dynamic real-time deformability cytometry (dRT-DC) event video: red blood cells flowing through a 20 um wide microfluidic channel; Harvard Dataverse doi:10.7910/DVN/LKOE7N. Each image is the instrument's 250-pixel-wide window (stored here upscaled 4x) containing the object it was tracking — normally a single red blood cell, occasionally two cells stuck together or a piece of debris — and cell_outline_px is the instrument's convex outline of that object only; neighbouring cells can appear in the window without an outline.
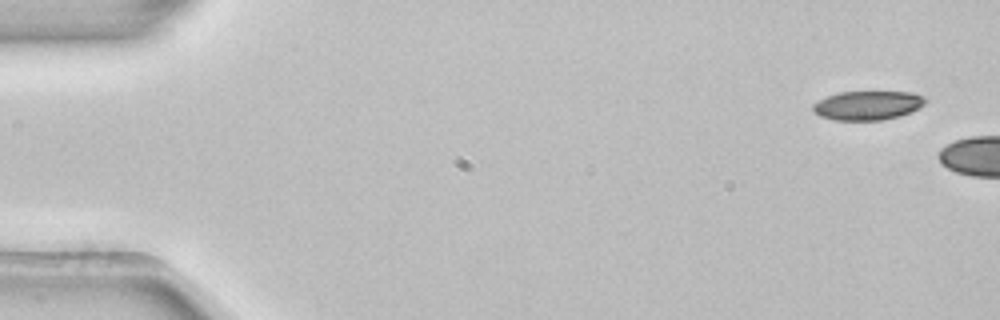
{"species": "common noctule bat (a hibernating species)", "species_latin": "Nyctalus noctula", "temperature_condition": "room temperature", "stored_images_in_passage": 2, "camera_frame_rate_fps": 3000, "um_per_image_px": 0.085, "animal": {"sex": "female", "body_mass_g": 22.7, "forearm_length_mm": 54.2}, "frame": {"image": 1, "passage_image": 1, "time_ms": 0.0, "image_size_px": [1000, 320], "cell_outline_px": [[928, 100], [920, 108], [900, 116], [884, 120], [832, 120], [820, 116], [812, 112], [812, 104], [828, 96], [840, 92], [912, 92], [924, 96]], "centroid_in_image_um": [73.77, 8.96], "position_along_channel_um": 11.2, "area_um2": 19.19}}